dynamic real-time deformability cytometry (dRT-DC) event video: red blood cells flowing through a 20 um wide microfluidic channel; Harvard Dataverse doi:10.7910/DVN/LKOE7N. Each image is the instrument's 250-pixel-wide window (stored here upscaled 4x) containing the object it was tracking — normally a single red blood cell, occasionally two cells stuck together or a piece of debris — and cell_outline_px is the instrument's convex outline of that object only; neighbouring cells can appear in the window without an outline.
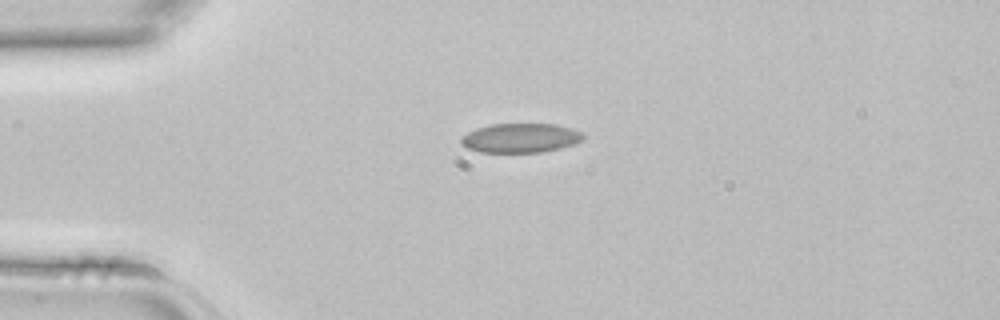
{"species": "common noctule bat (a hibernating species)", "species_latin": "Nyctalus noctula", "temperature_condition": "room temperature", "stored_images_in_passage": 1, "camera_frame_rate_fps": 3000, "um_per_image_px": 0.085, "animal": {"sex": "female", "body_mass_g": 22.7, "forearm_length_mm": 54.2}, "frame": {"image": 1, "passage_image": 1, "time_ms": 0.0, "image_size_px": [1000, 320], "cell_outline_px": [[584, 140], [560, 148], [540, 152], [480, 152], [468, 148], [460, 144], [460, 136], [476, 128], [492, 124], [556, 124], [572, 128], [584, 132]], "centroid_in_image_um": [44.24, 11.72], "position_along_channel_um": 40.8, "area_um2": 20.98}}